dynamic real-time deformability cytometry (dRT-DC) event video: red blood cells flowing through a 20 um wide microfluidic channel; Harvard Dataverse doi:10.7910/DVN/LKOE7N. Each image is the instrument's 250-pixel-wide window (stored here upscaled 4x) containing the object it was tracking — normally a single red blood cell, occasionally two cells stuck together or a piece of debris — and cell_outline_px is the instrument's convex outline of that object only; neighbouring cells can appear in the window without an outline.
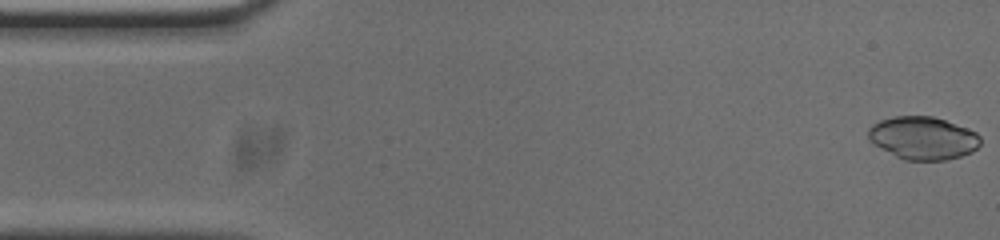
{"species": "common noctule bat (a hibernating species)", "species_latin": "Nyctalus noctula", "temperature_condition": "cold", "stored_images_in_passage": 52, "camera_frame_rate_fps": 3000, "um_per_image_px": 0.085, "animal": {"sex": "male", "body_mass_g": 20.0, "forearm_length_mm": 53.3}, "frame": {"image": 1, "passage_image": 1, "time_ms": 0.0, "image_size_px": [1000, 240], "cell_outline_px": [[980, 144], [972, 152], [960, 156], [944, 160], [904, 160], [896, 156], [868, 140], [868, 128], [872, 124], [880, 120], [892, 116], [932, 116], [968, 128], [976, 132], [980, 136]], "centroid_in_image_um": [78.45, 11.72], "position_along_channel_um": 6.6, "area_um2": 27.92}}